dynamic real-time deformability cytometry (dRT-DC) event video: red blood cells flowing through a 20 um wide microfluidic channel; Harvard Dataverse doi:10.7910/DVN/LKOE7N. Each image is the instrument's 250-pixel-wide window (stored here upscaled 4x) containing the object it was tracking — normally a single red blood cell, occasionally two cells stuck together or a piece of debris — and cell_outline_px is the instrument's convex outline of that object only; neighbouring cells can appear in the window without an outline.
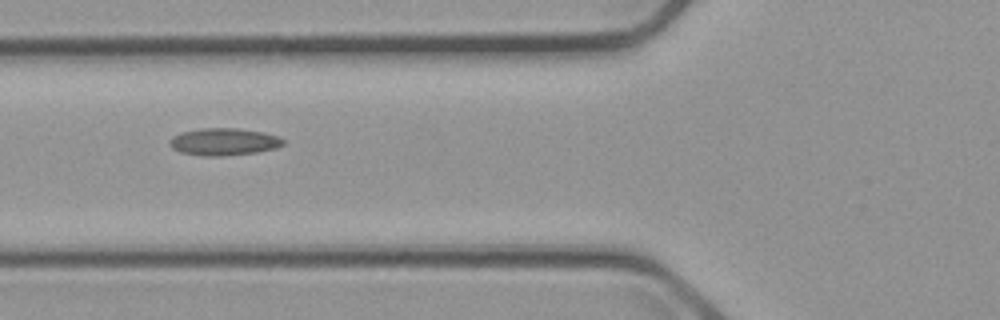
{"species": "common noctule bat (a hibernating species)", "species_latin": "Nyctalus noctula", "temperature_condition": "cold", "stored_images_in_passage": 4, "camera_frame_rate_fps": 3000, "um_per_image_px": 0.085, "animal": {"sex": "male", "body_mass_g": 23.1, "forearm_length_mm": 52.7}, "frame": {"image": 1, "passage_image": 3, "time_ms": 3.333, "image_size_px": [1000, 320], "cell_outline_px": [[284, 144], [276, 148], [256, 152], [220, 156], [204, 156], [180, 152], [172, 148], [172, 136], [180, 132], [200, 128], [236, 128], [264, 132], [280, 136], [284, 140]], "centroid_in_image_um": [19.06, 12.04], "position_along_channel_um": 106.7, "area_um2": 17.98}}
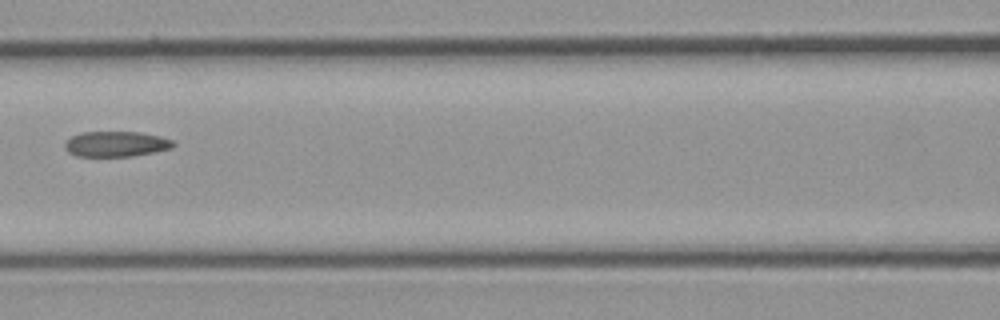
{"frame": {"image": 2, "passage_image": 4, "time_ms": 4.667, "image_size_px": [1000, 320], "cell_outline_px": [[176, 144], [172, 148], [132, 156], [76, 156], [68, 152], [64, 148], [64, 144], [72, 136], [80, 132], [140, 132], [160, 136], [172, 140]], "centroid_in_image_um": [9.85, 12.23], "position_along_channel_um": 156.7, "area_um2": 16.01}}